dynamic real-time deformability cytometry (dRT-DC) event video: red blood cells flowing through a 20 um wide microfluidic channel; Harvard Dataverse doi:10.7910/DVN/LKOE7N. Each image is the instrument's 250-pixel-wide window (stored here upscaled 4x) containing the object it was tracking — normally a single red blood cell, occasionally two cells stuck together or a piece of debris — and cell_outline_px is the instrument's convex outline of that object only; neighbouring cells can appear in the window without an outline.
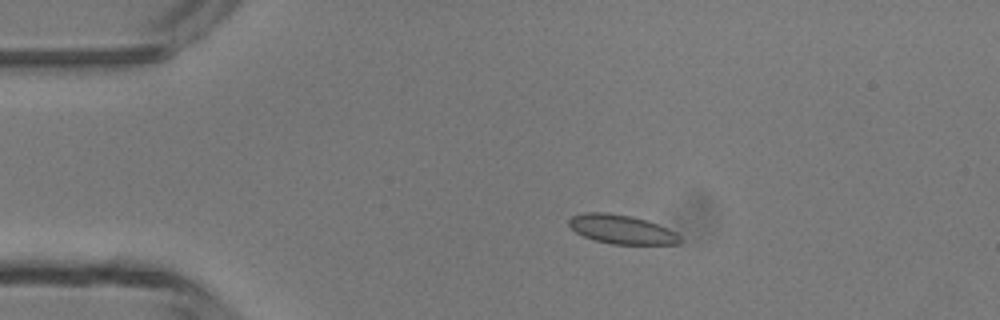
{"species": "common noctule bat (a hibernating species)", "species_latin": "Nyctalus noctula", "temperature_condition": "room temperature", "stored_images_in_passage": 2, "camera_frame_rate_fps": 3000, "um_per_image_px": 0.085, "animal": {"sex": "male", "body_mass_g": 13.3}, "frame": {"image": 1, "passage_image": 1, "time_ms": 0.0, "image_size_px": [1000, 320], "cell_outline_px": [[684, 240], [680, 244], [612, 244], [592, 240], [576, 232], [568, 224], [568, 220], [572, 216], [584, 212], [604, 212], [628, 216], [648, 220], [676, 232]], "centroid_in_image_um": [52.85, 19.5], "position_along_channel_um": 32.1, "area_um2": 18.84}}